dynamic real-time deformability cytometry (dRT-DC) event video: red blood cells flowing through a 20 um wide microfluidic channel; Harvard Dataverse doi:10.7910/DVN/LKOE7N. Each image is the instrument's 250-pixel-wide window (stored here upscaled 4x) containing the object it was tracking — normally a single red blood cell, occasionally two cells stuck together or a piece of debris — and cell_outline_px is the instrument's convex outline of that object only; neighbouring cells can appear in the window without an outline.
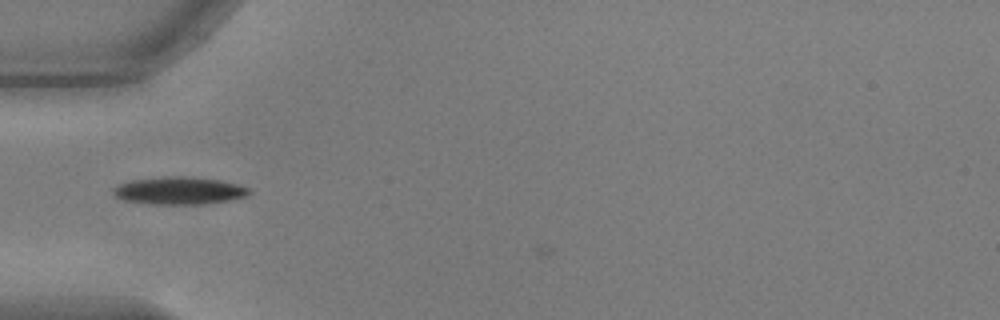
{"species": "common noctule bat (a hibernating species)", "species_latin": "Nyctalus noctula", "temperature_condition": "warm", "stored_images_in_passage": 2, "camera_frame_rate_fps": 3000, "um_per_image_px": 0.085, "animal": {"sex": "male", "body_mass_g": 17.9, "forearm_length_mm": 54.2}, "frame": {"image": 1, "passage_image": 1, "time_ms": 0.0, "image_size_px": [1000, 320], "cell_outline_px": [[252, 192], [248, 196], [232, 200], [204, 204], [160, 204], [124, 200], [116, 196], [112, 192], [112, 188], [120, 184], [132, 180], [164, 176], [184, 176], [220, 180], [236, 184], [248, 188]], "centroid_in_image_um": [15.27, 16.2], "position_along_channel_um": 69.7, "area_um2": 21.73}}